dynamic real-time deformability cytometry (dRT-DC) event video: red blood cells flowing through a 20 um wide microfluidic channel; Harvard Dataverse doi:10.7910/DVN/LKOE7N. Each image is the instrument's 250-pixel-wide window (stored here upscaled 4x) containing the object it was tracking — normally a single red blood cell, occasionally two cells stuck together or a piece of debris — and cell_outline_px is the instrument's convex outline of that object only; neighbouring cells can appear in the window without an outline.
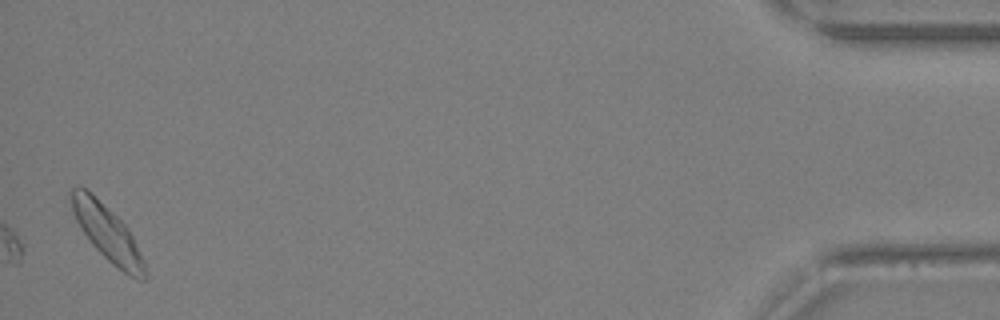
{"species": "Egyptian fruit bat (a non-hibernating species)", "species_latin": "Rousettus aegyptiacus", "temperature_condition": "warm", "stored_images_in_passage": 28, "camera_frame_rate_fps": 3000, "um_per_image_px": 0.085, "animal": {"sex": "female"}, "frame": {"image": 1, "passage_image": 28, "time_ms": 9.0, "image_size_px": [1000, 320], "cell_outline_px": [[144, 280], [136, 280], [128, 276], [116, 268], [92, 244], [80, 228], [76, 220], [68, 200], [68, 192], [72, 188], [84, 188], [112, 212], [128, 228], [144, 260]], "centroid_in_image_um": [9.09, 19.82], "position_along_channel_um": 426.1, "area_um2": 23.41}}